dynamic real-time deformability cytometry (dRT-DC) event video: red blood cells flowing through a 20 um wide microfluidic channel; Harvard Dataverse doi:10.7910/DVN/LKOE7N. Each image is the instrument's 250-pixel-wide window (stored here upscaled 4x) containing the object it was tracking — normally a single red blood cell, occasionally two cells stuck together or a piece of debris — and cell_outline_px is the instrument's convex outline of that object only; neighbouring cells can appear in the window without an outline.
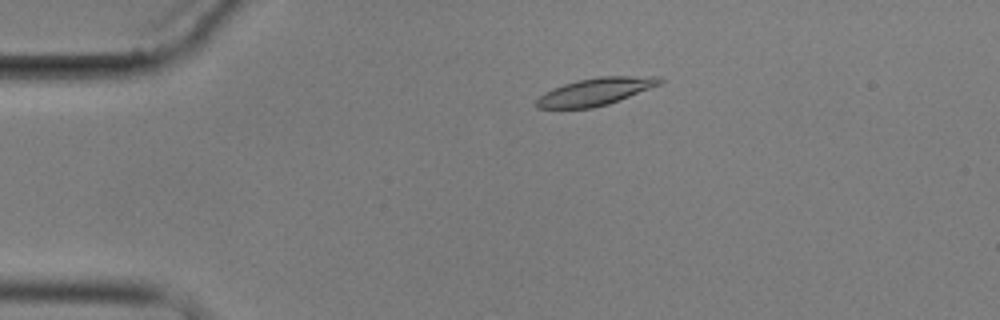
{"species": "common noctule bat (a hibernating species)", "species_latin": "Nyctalus noctula", "temperature_condition": "cold", "stored_images_in_passage": 4, "camera_frame_rate_fps": 3000, "um_per_image_px": 0.085, "animal": {"sex": "male", "body_mass_g": 17.9}, "frame": {"image": 1, "passage_image": 3, "time_ms": 2.0, "image_size_px": [1000, 320], "cell_outline_px": [[664, 80], [660, 84], [608, 104], [592, 108], [536, 108], [536, 100], [544, 92], [552, 88], [576, 80], [600, 76], [660, 76]], "centroid_in_image_um": [50.6, 7.77], "position_along_channel_um": 34.4, "area_um2": 19.59}}